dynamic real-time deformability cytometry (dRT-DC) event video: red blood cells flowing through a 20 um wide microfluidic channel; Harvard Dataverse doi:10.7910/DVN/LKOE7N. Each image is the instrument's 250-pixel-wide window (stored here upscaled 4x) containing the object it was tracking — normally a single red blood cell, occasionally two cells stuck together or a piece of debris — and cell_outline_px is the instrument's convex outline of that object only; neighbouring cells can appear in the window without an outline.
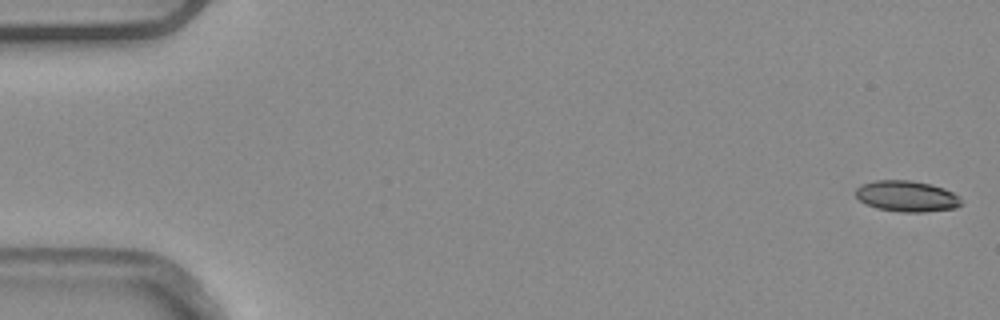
{"species": "common noctule bat (a hibernating species)", "species_latin": "Nyctalus noctula", "temperature_condition": "warm", "stored_images_in_passage": 5, "camera_frame_rate_fps": 3000, "um_per_image_px": 0.085, "animal": {"sex": "male", "body_mass_g": 20.4}, "frame": {"image": 1, "passage_image": 1, "time_ms": 0.0, "image_size_px": [1000, 320], "cell_outline_px": [[960, 204], [956, 208], [924, 212], [900, 212], [876, 208], [860, 200], [856, 196], [856, 188], [860, 184], [876, 180], [912, 180], [944, 188], [960, 196]], "centroid_in_image_um": [77.06, 16.67], "position_along_channel_um": 7.9, "area_um2": 19.02}}
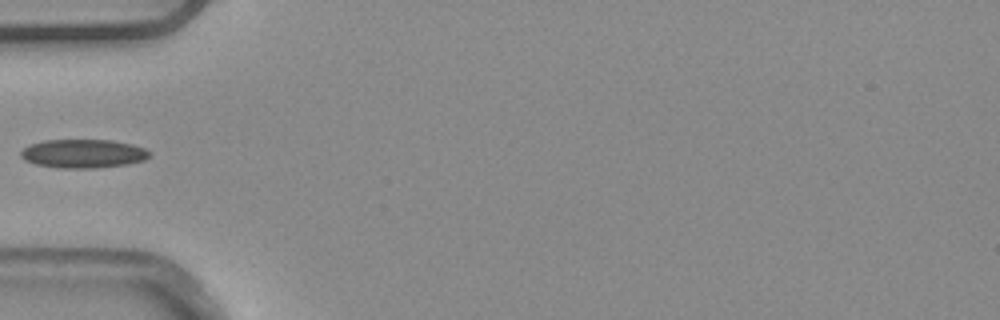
{"frame": {"image": 2, "passage_image": 5, "time_ms": 1.333, "image_size_px": [1000, 320], "cell_outline_px": [[148, 156], [144, 160], [128, 164], [96, 168], [56, 168], [36, 164], [24, 160], [20, 156], [20, 152], [28, 144], [44, 140], [112, 140], [132, 144], [144, 148], [148, 152]], "centroid_in_image_um": [7.02, 13.06], "position_along_channel_um": 78.0, "area_um2": 21.56}}